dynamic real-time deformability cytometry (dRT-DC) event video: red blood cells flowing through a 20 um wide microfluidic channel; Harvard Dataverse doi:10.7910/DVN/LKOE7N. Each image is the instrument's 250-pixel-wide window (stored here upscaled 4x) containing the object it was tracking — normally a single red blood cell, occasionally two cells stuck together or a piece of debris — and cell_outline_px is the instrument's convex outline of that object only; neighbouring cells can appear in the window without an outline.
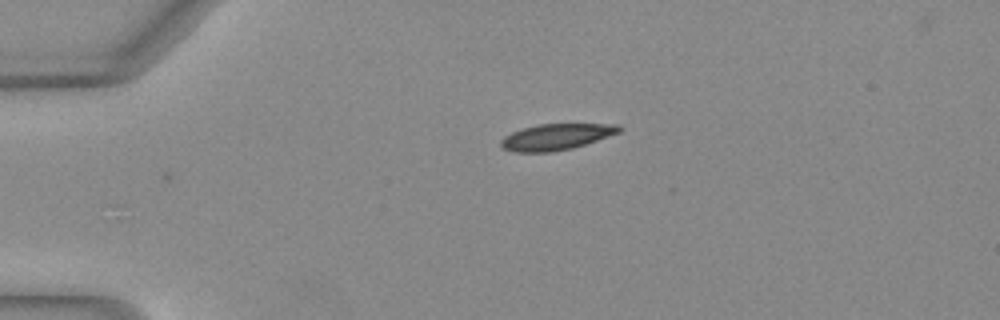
{"species": "Egyptian fruit bat (a non-hibernating species)", "species_latin": "Rousettus aegyptiacus", "temperature_condition": "warm", "stored_images_in_passage": 19, "camera_frame_rate_fps": 3000, "um_per_image_px": 0.085, "animal": {"sex": "female"}, "frame": {"image": 1, "passage_image": 1, "time_ms": 0.0, "image_size_px": [1000, 320], "cell_outline_px": [[620, 132], [572, 148], [552, 152], [516, 152], [504, 148], [500, 144], [500, 140], [504, 136], [512, 132], [536, 124], [620, 124]], "centroid_in_image_um": [47.25, 11.63], "position_along_channel_um": 37.7, "area_um2": 17.8}}
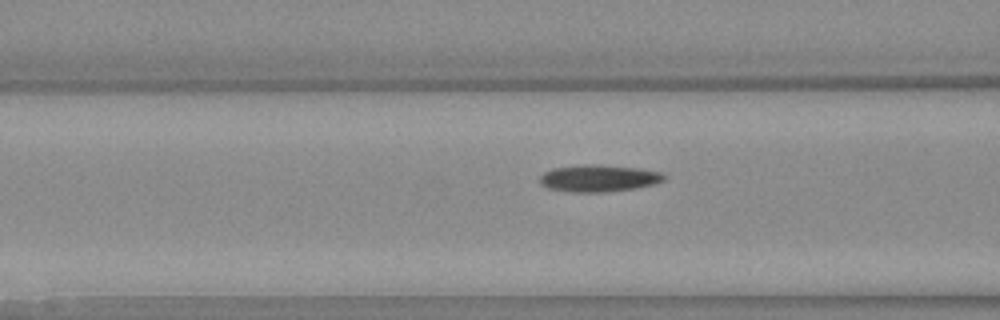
{"frame": {"image": 2, "passage_image": 10, "time_ms": 3.0, "image_size_px": [1000, 320], "cell_outline_px": [[664, 180], [652, 184], [636, 188], [604, 192], [572, 192], [548, 188], [540, 184], [540, 176], [544, 172], [552, 168], [584, 164], [596, 164], [636, 168], [660, 172], [664, 176]], "centroid_in_image_um": [50.83, 15.15], "position_along_channel_um": 115.8, "area_um2": 19.36}}
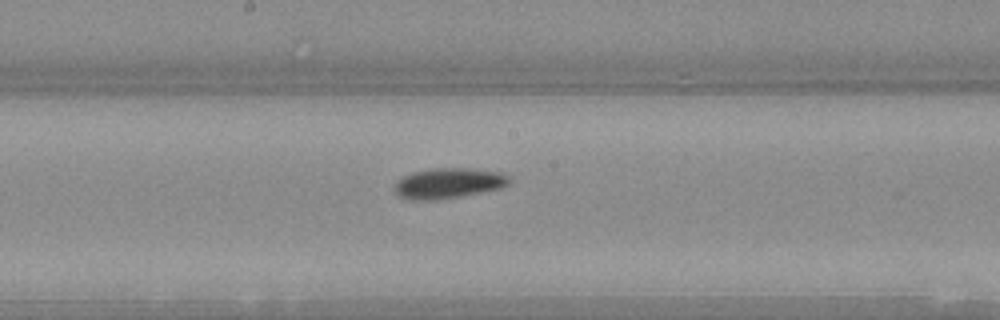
{"frame": {"image": 3, "passage_image": 17, "time_ms": 5.333, "image_size_px": [1000, 320], "cell_outline_px": [[512, 180], [508, 184], [500, 188], [480, 192], [456, 196], [428, 200], [424, 200], [400, 196], [396, 192], [396, 184], [404, 176], [412, 172], [428, 168], [472, 168], [500, 172], [508, 176]], "centroid_in_image_um": [38.18, 15.53], "position_along_channel_um": 210.0, "area_um2": 19.77}}